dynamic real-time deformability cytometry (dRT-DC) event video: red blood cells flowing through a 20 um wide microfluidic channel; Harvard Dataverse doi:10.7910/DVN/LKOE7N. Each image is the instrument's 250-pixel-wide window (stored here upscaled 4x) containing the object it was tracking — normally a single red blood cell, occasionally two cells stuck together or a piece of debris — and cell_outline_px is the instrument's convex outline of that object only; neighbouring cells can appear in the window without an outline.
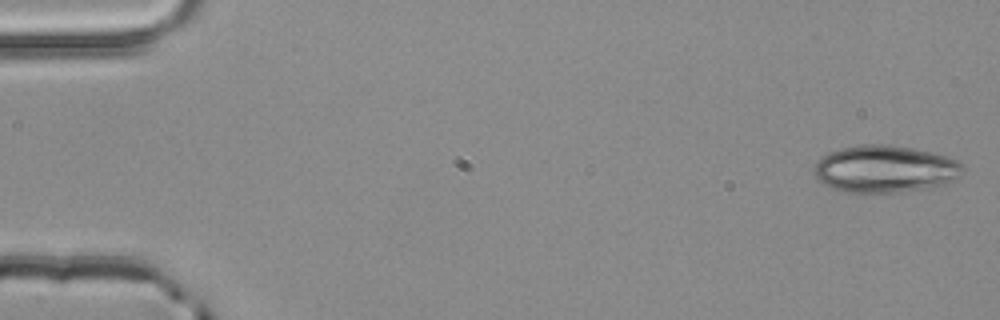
{"species": "common noctule bat (a hibernating species)", "species_latin": "Nyctalus noctula", "temperature_condition": "room temperature", "stored_images_in_passage": 4, "camera_frame_rate_fps": 3000, "um_per_image_px": 0.085, "animal": {"sex": "male", "body_mass_g": 20.4}, "frame": {"image": 1, "passage_image": 1, "time_ms": 0.0, "image_size_px": [1000, 320], "cell_outline_px": [[964, 172], [952, 180], [944, 184], [924, 188], [900, 192], [844, 192], [832, 188], [816, 180], [812, 172], [812, 168], [828, 152], [840, 148], [860, 144], [888, 144], [912, 148], [944, 156], [956, 160], [964, 164]], "centroid_in_image_um": [75.18, 14.36], "position_along_channel_um": 9.8, "area_um2": 40.86}}